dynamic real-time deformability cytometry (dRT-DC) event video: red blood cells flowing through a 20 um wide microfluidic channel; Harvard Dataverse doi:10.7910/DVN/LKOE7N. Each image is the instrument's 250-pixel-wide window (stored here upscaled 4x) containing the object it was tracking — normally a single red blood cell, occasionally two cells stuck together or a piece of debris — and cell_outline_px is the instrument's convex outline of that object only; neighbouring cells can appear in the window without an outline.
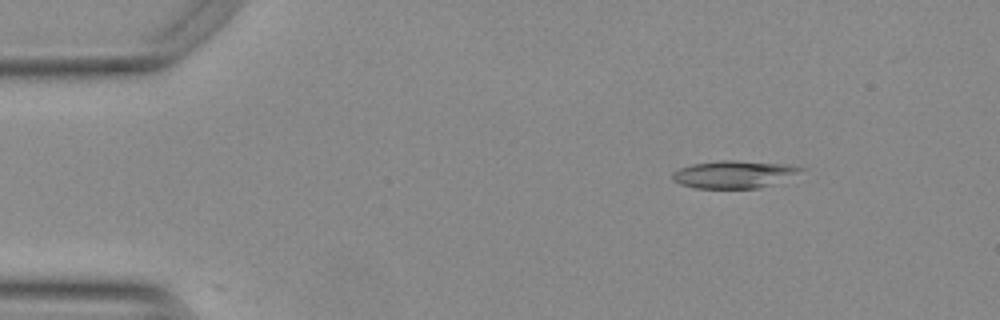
{"species": "Egyptian fruit bat (a non-hibernating species)", "species_latin": "Rousettus aegyptiacus", "temperature_condition": "warm", "stored_images_in_passage": 8, "camera_frame_rate_fps": 3000, "um_per_image_px": 0.085, "animal": {"sex": "female"}, "frame": {"image": 1, "passage_image": 4, "time_ms": 1.0, "image_size_px": [1000, 320], "cell_outline_px": [[804, 168], [760, 188], [696, 188], [680, 184], [672, 180], [672, 172], [680, 168], [692, 164], [724, 160], [728, 160], [788, 164]], "centroid_in_image_um": [62.23, 14.81], "position_along_channel_um": 22.8, "area_um2": 19.83}}